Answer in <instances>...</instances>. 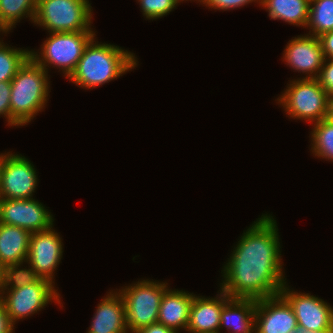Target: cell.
I'll return each instance as SVG.
<instances>
[{
  "instance_id": "1",
  "label": "cell",
  "mask_w": 333,
  "mask_h": 333,
  "mask_svg": "<svg viewBox=\"0 0 333 333\" xmlns=\"http://www.w3.org/2000/svg\"><path fill=\"white\" fill-rule=\"evenodd\" d=\"M275 218L262 214L241 235L222 268L220 289L231 298L260 300L280 294L287 283Z\"/></svg>"
},
{
  "instance_id": "2",
  "label": "cell",
  "mask_w": 333,
  "mask_h": 333,
  "mask_svg": "<svg viewBox=\"0 0 333 333\" xmlns=\"http://www.w3.org/2000/svg\"><path fill=\"white\" fill-rule=\"evenodd\" d=\"M95 40L94 37L86 46L74 71L68 77L73 84L87 90L117 79L138 64L134 53Z\"/></svg>"
},
{
  "instance_id": "3",
  "label": "cell",
  "mask_w": 333,
  "mask_h": 333,
  "mask_svg": "<svg viewBox=\"0 0 333 333\" xmlns=\"http://www.w3.org/2000/svg\"><path fill=\"white\" fill-rule=\"evenodd\" d=\"M48 72L31 57L18 69L11 80V126L27 125L47 105Z\"/></svg>"
},
{
  "instance_id": "4",
  "label": "cell",
  "mask_w": 333,
  "mask_h": 333,
  "mask_svg": "<svg viewBox=\"0 0 333 333\" xmlns=\"http://www.w3.org/2000/svg\"><path fill=\"white\" fill-rule=\"evenodd\" d=\"M95 33L94 31L49 33L50 36L41 45V51L30 50V57L47 72L49 65L56 66L68 78L86 46L96 37Z\"/></svg>"
},
{
  "instance_id": "5",
  "label": "cell",
  "mask_w": 333,
  "mask_h": 333,
  "mask_svg": "<svg viewBox=\"0 0 333 333\" xmlns=\"http://www.w3.org/2000/svg\"><path fill=\"white\" fill-rule=\"evenodd\" d=\"M89 0H40L33 23L49 33L93 31Z\"/></svg>"
},
{
  "instance_id": "6",
  "label": "cell",
  "mask_w": 333,
  "mask_h": 333,
  "mask_svg": "<svg viewBox=\"0 0 333 333\" xmlns=\"http://www.w3.org/2000/svg\"><path fill=\"white\" fill-rule=\"evenodd\" d=\"M277 101L290 118L314 124L328 117L329 96L317 79L291 80Z\"/></svg>"
},
{
  "instance_id": "7",
  "label": "cell",
  "mask_w": 333,
  "mask_h": 333,
  "mask_svg": "<svg viewBox=\"0 0 333 333\" xmlns=\"http://www.w3.org/2000/svg\"><path fill=\"white\" fill-rule=\"evenodd\" d=\"M168 286L167 282L142 279L118 290L125 304L126 324L130 333L157 323L160 302Z\"/></svg>"
},
{
  "instance_id": "8",
  "label": "cell",
  "mask_w": 333,
  "mask_h": 333,
  "mask_svg": "<svg viewBox=\"0 0 333 333\" xmlns=\"http://www.w3.org/2000/svg\"><path fill=\"white\" fill-rule=\"evenodd\" d=\"M1 299L14 325L20 319H26L41 311L50 302L56 301L55 303L62 306L54 283L43 278L17 289H3Z\"/></svg>"
},
{
  "instance_id": "9",
  "label": "cell",
  "mask_w": 333,
  "mask_h": 333,
  "mask_svg": "<svg viewBox=\"0 0 333 333\" xmlns=\"http://www.w3.org/2000/svg\"><path fill=\"white\" fill-rule=\"evenodd\" d=\"M38 183L34 165L21 154H0V198L33 199Z\"/></svg>"
},
{
  "instance_id": "10",
  "label": "cell",
  "mask_w": 333,
  "mask_h": 333,
  "mask_svg": "<svg viewBox=\"0 0 333 333\" xmlns=\"http://www.w3.org/2000/svg\"><path fill=\"white\" fill-rule=\"evenodd\" d=\"M53 215L34 199L0 198V223L17 226L30 233L46 231L53 226Z\"/></svg>"
},
{
  "instance_id": "11",
  "label": "cell",
  "mask_w": 333,
  "mask_h": 333,
  "mask_svg": "<svg viewBox=\"0 0 333 333\" xmlns=\"http://www.w3.org/2000/svg\"><path fill=\"white\" fill-rule=\"evenodd\" d=\"M286 284L280 295L291 306L299 327L309 330H333V307L314 295L291 290Z\"/></svg>"
},
{
  "instance_id": "12",
  "label": "cell",
  "mask_w": 333,
  "mask_h": 333,
  "mask_svg": "<svg viewBox=\"0 0 333 333\" xmlns=\"http://www.w3.org/2000/svg\"><path fill=\"white\" fill-rule=\"evenodd\" d=\"M62 237L53 226L40 232L31 233L26 263H28L40 278L54 282V273L63 255Z\"/></svg>"
},
{
  "instance_id": "13",
  "label": "cell",
  "mask_w": 333,
  "mask_h": 333,
  "mask_svg": "<svg viewBox=\"0 0 333 333\" xmlns=\"http://www.w3.org/2000/svg\"><path fill=\"white\" fill-rule=\"evenodd\" d=\"M283 61L295 72L305 73L303 78L316 79L325 60L319 37L298 35L289 40L283 51Z\"/></svg>"
},
{
  "instance_id": "14",
  "label": "cell",
  "mask_w": 333,
  "mask_h": 333,
  "mask_svg": "<svg viewBox=\"0 0 333 333\" xmlns=\"http://www.w3.org/2000/svg\"><path fill=\"white\" fill-rule=\"evenodd\" d=\"M297 327L295 313L280 294L256 300L255 333H291Z\"/></svg>"
},
{
  "instance_id": "15",
  "label": "cell",
  "mask_w": 333,
  "mask_h": 333,
  "mask_svg": "<svg viewBox=\"0 0 333 333\" xmlns=\"http://www.w3.org/2000/svg\"><path fill=\"white\" fill-rule=\"evenodd\" d=\"M231 297L220 289L214 298L194 295L191 305L188 333H220V317L223 305Z\"/></svg>"
},
{
  "instance_id": "16",
  "label": "cell",
  "mask_w": 333,
  "mask_h": 333,
  "mask_svg": "<svg viewBox=\"0 0 333 333\" xmlns=\"http://www.w3.org/2000/svg\"><path fill=\"white\" fill-rule=\"evenodd\" d=\"M87 333H129L125 304L118 289L108 292L97 305Z\"/></svg>"
},
{
  "instance_id": "17",
  "label": "cell",
  "mask_w": 333,
  "mask_h": 333,
  "mask_svg": "<svg viewBox=\"0 0 333 333\" xmlns=\"http://www.w3.org/2000/svg\"><path fill=\"white\" fill-rule=\"evenodd\" d=\"M194 294L183 290L167 289L161 299L157 322L179 333L187 330Z\"/></svg>"
},
{
  "instance_id": "18",
  "label": "cell",
  "mask_w": 333,
  "mask_h": 333,
  "mask_svg": "<svg viewBox=\"0 0 333 333\" xmlns=\"http://www.w3.org/2000/svg\"><path fill=\"white\" fill-rule=\"evenodd\" d=\"M256 300L230 298L222 308L219 330L228 333H255Z\"/></svg>"
},
{
  "instance_id": "19",
  "label": "cell",
  "mask_w": 333,
  "mask_h": 333,
  "mask_svg": "<svg viewBox=\"0 0 333 333\" xmlns=\"http://www.w3.org/2000/svg\"><path fill=\"white\" fill-rule=\"evenodd\" d=\"M30 236L28 230L0 223V261L5 266L26 262Z\"/></svg>"
},
{
  "instance_id": "20",
  "label": "cell",
  "mask_w": 333,
  "mask_h": 333,
  "mask_svg": "<svg viewBox=\"0 0 333 333\" xmlns=\"http://www.w3.org/2000/svg\"><path fill=\"white\" fill-rule=\"evenodd\" d=\"M310 0H261V7L268 11L273 20L306 28L308 22Z\"/></svg>"
},
{
  "instance_id": "21",
  "label": "cell",
  "mask_w": 333,
  "mask_h": 333,
  "mask_svg": "<svg viewBox=\"0 0 333 333\" xmlns=\"http://www.w3.org/2000/svg\"><path fill=\"white\" fill-rule=\"evenodd\" d=\"M36 4V0H0V34H7L25 16L33 23Z\"/></svg>"
},
{
  "instance_id": "22",
  "label": "cell",
  "mask_w": 333,
  "mask_h": 333,
  "mask_svg": "<svg viewBox=\"0 0 333 333\" xmlns=\"http://www.w3.org/2000/svg\"><path fill=\"white\" fill-rule=\"evenodd\" d=\"M306 27L316 37L333 30V0H310Z\"/></svg>"
},
{
  "instance_id": "23",
  "label": "cell",
  "mask_w": 333,
  "mask_h": 333,
  "mask_svg": "<svg viewBox=\"0 0 333 333\" xmlns=\"http://www.w3.org/2000/svg\"><path fill=\"white\" fill-rule=\"evenodd\" d=\"M311 131V151L317 158L333 162V121L329 118L314 123Z\"/></svg>"
},
{
  "instance_id": "24",
  "label": "cell",
  "mask_w": 333,
  "mask_h": 333,
  "mask_svg": "<svg viewBox=\"0 0 333 333\" xmlns=\"http://www.w3.org/2000/svg\"><path fill=\"white\" fill-rule=\"evenodd\" d=\"M7 45L0 40V82L11 81L30 57V50Z\"/></svg>"
},
{
  "instance_id": "25",
  "label": "cell",
  "mask_w": 333,
  "mask_h": 333,
  "mask_svg": "<svg viewBox=\"0 0 333 333\" xmlns=\"http://www.w3.org/2000/svg\"><path fill=\"white\" fill-rule=\"evenodd\" d=\"M24 262L5 266V283L3 289H17L36 282L40 277L28 264L23 268ZM22 266V267H21Z\"/></svg>"
},
{
  "instance_id": "26",
  "label": "cell",
  "mask_w": 333,
  "mask_h": 333,
  "mask_svg": "<svg viewBox=\"0 0 333 333\" xmlns=\"http://www.w3.org/2000/svg\"><path fill=\"white\" fill-rule=\"evenodd\" d=\"M143 16L148 20L159 19L176 8L183 0H137Z\"/></svg>"
},
{
  "instance_id": "27",
  "label": "cell",
  "mask_w": 333,
  "mask_h": 333,
  "mask_svg": "<svg viewBox=\"0 0 333 333\" xmlns=\"http://www.w3.org/2000/svg\"><path fill=\"white\" fill-rule=\"evenodd\" d=\"M252 2H259L258 4L261 5V0H202L200 4H204L209 9L228 11Z\"/></svg>"
},
{
  "instance_id": "28",
  "label": "cell",
  "mask_w": 333,
  "mask_h": 333,
  "mask_svg": "<svg viewBox=\"0 0 333 333\" xmlns=\"http://www.w3.org/2000/svg\"><path fill=\"white\" fill-rule=\"evenodd\" d=\"M316 79L327 92L328 96L333 95V59L324 60L321 71Z\"/></svg>"
},
{
  "instance_id": "29",
  "label": "cell",
  "mask_w": 333,
  "mask_h": 333,
  "mask_svg": "<svg viewBox=\"0 0 333 333\" xmlns=\"http://www.w3.org/2000/svg\"><path fill=\"white\" fill-rule=\"evenodd\" d=\"M10 94L11 81L0 82V117L6 118L8 126H11Z\"/></svg>"
},
{
  "instance_id": "30",
  "label": "cell",
  "mask_w": 333,
  "mask_h": 333,
  "mask_svg": "<svg viewBox=\"0 0 333 333\" xmlns=\"http://www.w3.org/2000/svg\"><path fill=\"white\" fill-rule=\"evenodd\" d=\"M325 59H333V30L327 31L319 36Z\"/></svg>"
},
{
  "instance_id": "31",
  "label": "cell",
  "mask_w": 333,
  "mask_h": 333,
  "mask_svg": "<svg viewBox=\"0 0 333 333\" xmlns=\"http://www.w3.org/2000/svg\"><path fill=\"white\" fill-rule=\"evenodd\" d=\"M14 327L15 325L11 322L0 297V333H14Z\"/></svg>"
},
{
  "instance_id": "32",
  "label": "cell",
  "mask_w": 333,
  "mask_h": 333,
  "mask_svg": "<svg viewBox=\"0 0 333 333\" xmlns=\"http://www.w3.org/2000/svg\"><path fill=\"white\" fill-rule=\"evenodd\" d=\"M135 333H176L172 329L167 328L165 325L160 323H154L144 328L139 329Z\"/></svg>"
},
{
  "instance_id": "33",
  "label": "cell",
  "mask_w": 333,
  "mask_h": 333,
  "mask_svg": "<svg viewBox=\"0 0 333 333\" xmlns=\"http://www.w3.org/2000/svg\"><path fill=\"white\" fill-rule=\"evenodd\" d=\"M291 333H333V330H309L298 326Z\"/></svg>"
},
{
  "instance_id": "34",
  "label": "cell",
  "mask_w": 333,
  "mask_h": 333,
  "mask_svg": "<svg viewBox=\"0 0 333 333\" xmlns=\"http://www.w3.org/2000/svg\"><path fill=\"white\" fill-rule=\"evenodd\" d=\"M5 283V265L0 261V297Z\"/></svg>"
},
{
  "instance_id": "35",
  "label": "cell",
  "mask_w": 333,
  "mask_h": 333,
  "mask_svg": "<svg viewBox=\"0 0 333 333\" xmlns=\"http://www.w3.org/2000/svg\"><path fill=\"white\" fill-rule=\"evenodd\" d=\"M333 121V95L329 96L328 117Z\"/></svg>"
},
{
  "instance_id": "36",
  "label": "cell",
  "mask_w": 333,
  "mask_h": 333,
  "mask_svg": "<svg viewBox=\"0 0 333 333\" xmlns=\"http://www.w3.org/2000/svg\"><path fill=\"white\" fill-rule=\"evenodd\" d=\"M183 1H184V0H183ZM185 1H188V0H185ZM190 1H192V0H190ZM193 1H194V0H193ZM195 1H198V2H200V3L202 2V0H195Z\"/></svg>"
}]
</instances>
